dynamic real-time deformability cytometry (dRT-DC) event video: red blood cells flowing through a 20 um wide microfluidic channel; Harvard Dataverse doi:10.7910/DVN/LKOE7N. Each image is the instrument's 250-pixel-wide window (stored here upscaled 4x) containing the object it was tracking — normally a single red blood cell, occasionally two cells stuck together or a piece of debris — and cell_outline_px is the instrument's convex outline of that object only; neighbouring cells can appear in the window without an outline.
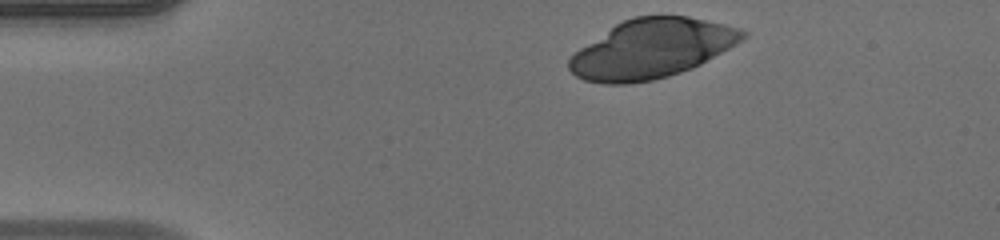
{"species": "human", "species_latin": "Homo sapiens", "temperature_condition": "warm", "stored_images_in_passage": 35, "camera_frame_rate_fps": 3000, "um_per_image_px": 0.085, "donor": {"sex": "male"}, "frame": {"image": 1, "passage_image": 1, "time_ms": 0.0, "image_size_px": [1000, 240], "cell_outline_px": [[748, 36], [736, 44], [700, 64], [692, 68], [668, 76], [652, 80], [624, 84], [604, 84], [584, 80], [576, 76], [568, 68], [568, 60], [580, 48], [616, 24], [632, 16], [688, 16], [724, 24], [740, 28], [748, 32]], "centroid_in_image_um": [55.4, 4.14], "position_along_channel_um": 29.6, "area_um2": 59.3}}